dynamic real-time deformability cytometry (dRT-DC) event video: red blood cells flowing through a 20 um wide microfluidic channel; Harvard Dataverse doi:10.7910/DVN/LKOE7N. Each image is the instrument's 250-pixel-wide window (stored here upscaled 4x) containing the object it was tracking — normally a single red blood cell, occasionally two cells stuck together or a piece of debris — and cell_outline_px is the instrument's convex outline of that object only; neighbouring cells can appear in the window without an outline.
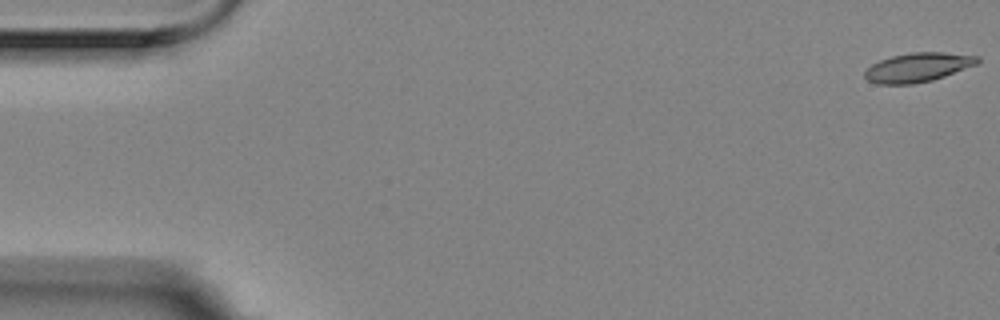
{"species": "Egyptian fruit bat (a non-hibernating species)", "species_latin": "Rousettus aegyptiacus", "temperature_condition": "room temperature", "stored_images_in_passage": 9, "camera_frame_rate_fps": 3000, "um_per_image_px": 0.085, "animal": {"sex": "female"}, "frame": {"image": 1, "passage_image": 1, "time_ms": 0.0, "image_size_px": [1000, 320], "cell_outline_px": [[980, 64], [932, 80], [912, 84], [876, 84], [868, 80], [864, 76], [864, 72], [872, 64], [880, 60], [892, 56], [912, 52], [944, 52], [980, 56]], "centroid_in_image_um": [78.06, 5.72], "position_along_channel_um": 6.9, "area_um2": 19.25}}
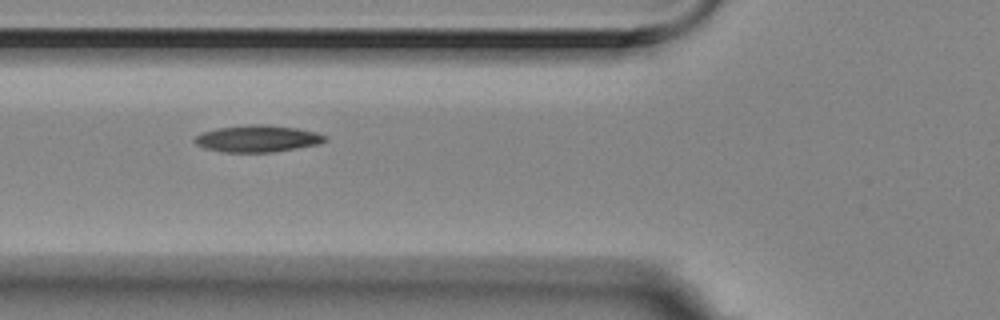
{"frame": {"image": 2, "passage_image": 6, "time_ms": 1.667, "image_size_px": [1000, 320], "cell_outline_px": [[328, 140], [316, 144], [296, 148], [272, 152], [220, 152], [204, 148], [196, 144], [192, 140], [196, 136], [204, 132], [216, 128], [252, 124], [264, 124], [296, 128], [316, 132], [328, 136]], "centroid_in_image_um": [21.87, 11.78], "position_along_channel_um": 103.9, "area_um2": 20.35}}
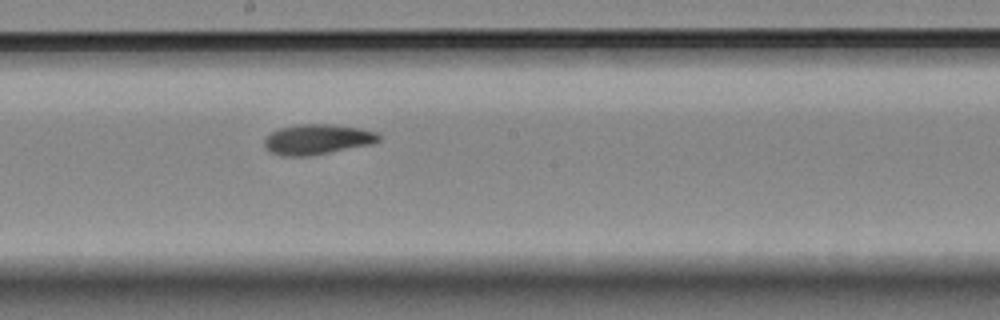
{"frame": {"image": 3, "passage_image": 9, "time_ms": 2.667, "image_size_px": [1000, 320], "cell_outline_px": [[384, 136], [380, 140], [372, 144], [312, 156], [280, 156], [272, 152], [264, 144], [264, 140], [272, 132], [280, 128], [300, 124], [332, 124], [360, 128], [376, 132]], "centroid_in_image_um": [27.03, 11.85], "position_along_channel_um": 221.2, "area_um2": 20.23}}